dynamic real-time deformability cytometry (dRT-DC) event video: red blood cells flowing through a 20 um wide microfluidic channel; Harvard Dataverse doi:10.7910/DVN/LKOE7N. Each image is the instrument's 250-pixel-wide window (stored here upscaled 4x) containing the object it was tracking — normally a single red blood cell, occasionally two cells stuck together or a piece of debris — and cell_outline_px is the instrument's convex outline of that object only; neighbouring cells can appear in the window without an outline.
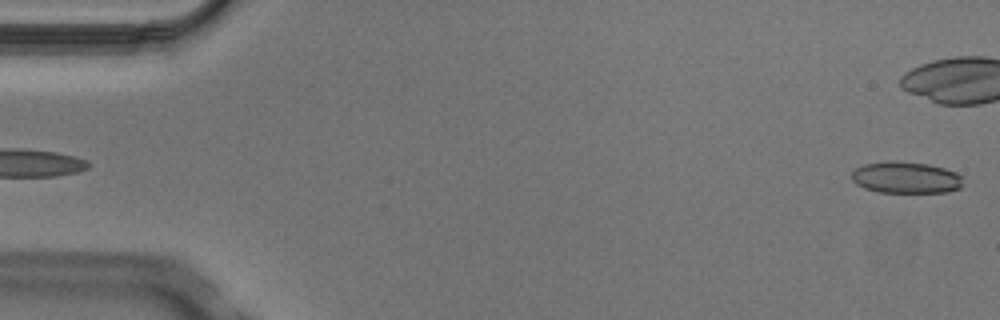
{"species": "Egyptian fruit bat (a non-hibernating species)", "species_latin": "Rousettus aegyptiacus", "temperature_condition": "cold", "stored_images_in_passage": 5, "segment_of_instrument_passage": [2, 2], "camera_frame_rate_fps": 3000, "um_per_image_px": 0.085, "animal": {"sex": "male"}, "frame": {"image": 1, "passage_image": 5, "time_ms": 1.333, "image_size_px": [1000, 320], "cell_outline_px": [[960, 188], [948, 192], [880, 192], [864, 188], [856, 184], [852, 180], [852, 172], [856, 168], [864, 164], [888, 160], [928, 164], [944, 168], [956, 172], [960, 176]], "centroid_in_image_um": [76.96, 15.08], "position_along_channel_um": 8.0, "area_um2": 20.4}}